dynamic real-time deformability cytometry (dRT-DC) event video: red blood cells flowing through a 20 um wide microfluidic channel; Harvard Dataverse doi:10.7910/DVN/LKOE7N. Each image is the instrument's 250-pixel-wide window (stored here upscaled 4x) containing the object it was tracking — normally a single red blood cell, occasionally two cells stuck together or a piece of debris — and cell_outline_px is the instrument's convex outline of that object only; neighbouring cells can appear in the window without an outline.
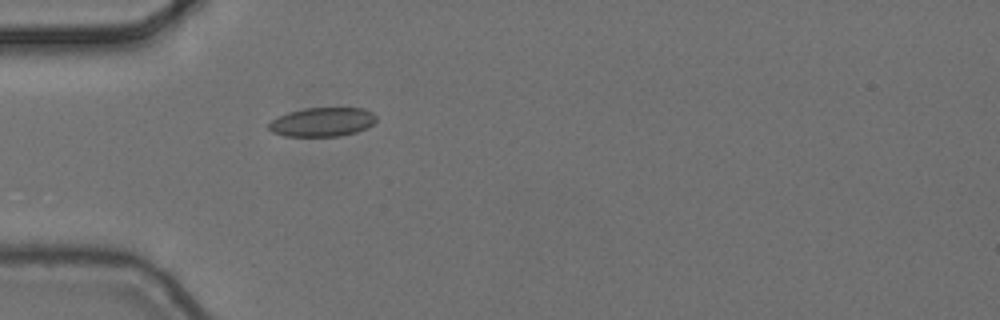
{"species": "common noctule bat (a hibernating species)", "species_latin": "Nyctalus noctula", "temperature_condition": "cold", "stored_images_in_passage": 4, "camera_frame_rate_fps": 3000, "um_per_image_px": 0.085, "animal": {"sex": "female", "body_mass_g": 24.6, "forearm_length_mm": 56.2}, "frame": {"image": 1, "passage_image": 4, "time_ms": 1.0, "image_size_px": [1000, 320], "cell_outline_px": [[376, 120], [372, 124], [356, 132], [340, 136], [284, 136], [272, 132], [268, 128], [268, 124], [276, 116], [288, 112], [304, 108], [364, 108], [372, 112], [376, 116]], "centroid_in_image_um": [27.36, 10.36], "position_along_channel_um": 57.6, "area_um2": 18.21}}